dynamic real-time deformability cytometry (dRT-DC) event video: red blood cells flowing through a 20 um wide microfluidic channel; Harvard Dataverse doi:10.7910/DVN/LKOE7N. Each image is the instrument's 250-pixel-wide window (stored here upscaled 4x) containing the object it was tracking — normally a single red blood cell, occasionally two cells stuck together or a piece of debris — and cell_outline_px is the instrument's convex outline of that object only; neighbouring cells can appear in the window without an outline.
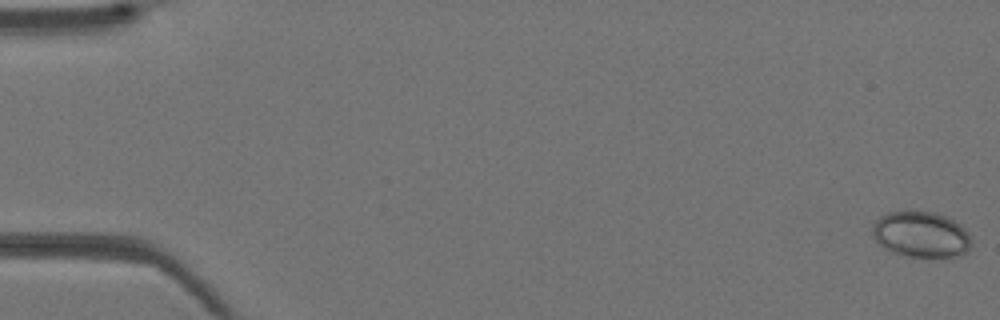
{"species": "Egyptian fruit bat (a non-hibernating species)", "species_latin": "Rousettus aegyptiacus", "temperature_condition": "warm", "stored_images_in_passage": 42, "camera_frame_rate_fps": 3000, "um_per_image_px": 0.085, "animal": {"sex": "female"}, "frame": {"image": 1, "passage_image": 1, "time_ms": 0.0, "image_size_px": [1000, 320], "cell_outline_px": [[972, 244], [968, 252], [960, 256], [900, 256], [884, 248], [872, 236], [872, 224], [880, 216], [888, 212], [932, 212], [944, 216], [960, 224], [968, 232]], "centroid_in_image_um": [78.28, 19.94], "position_along_channel_um": 6.7, "area_um2": 26.41}}
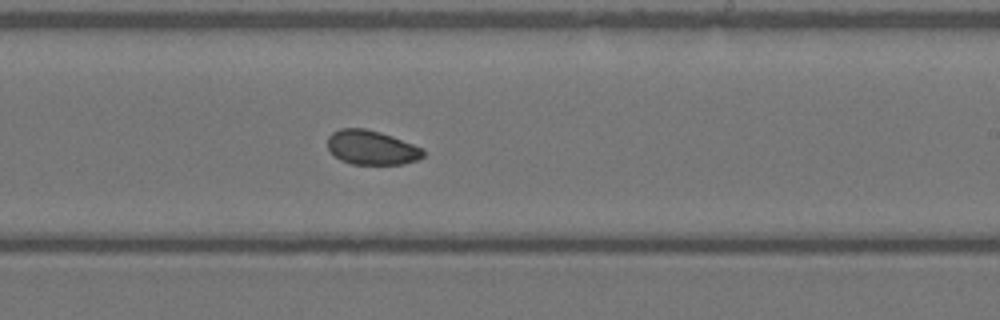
{"frame": {"image": 2, "passage_image": 26, "time_ms": 8.333, "image_size_px": [1000, 320], "cell_outline_px": [[424, 156], [420, 160], [404, 164], [352, 164], [340, 160], [328, 148], [328, 136], [332, 132], [340, 128], [364, 128], [380, 132], [392, 136], [424, 148]], "centroid_in_image_um": [31.62, 12.54], "position_along_channel_um": 257.4, "area_um2": 19.25}}
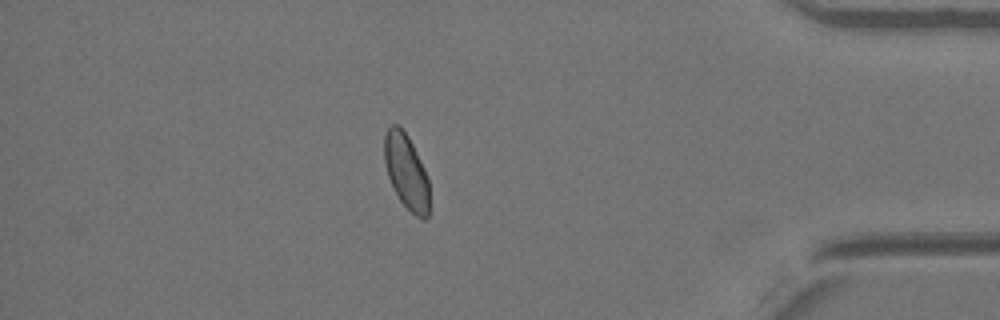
{"frame": {"image": 3, "passage_image": 37, "time_ms": 12.0, "image_size_px": [1000, 320], "cell_outline_px": [[428, 216], [424, 220], [416, 216], [400, 200], [388, 176], [384, 160], [384, 136], [388, 128], [392, 124], [396, 124], [408, 136], [424, 168], [428, 180]], "centroid_in_image_um": [34.52, 14.57], "position_along_channel_um": 400.7, "area_um2": 19.19}}